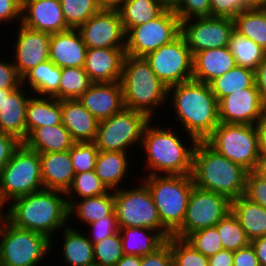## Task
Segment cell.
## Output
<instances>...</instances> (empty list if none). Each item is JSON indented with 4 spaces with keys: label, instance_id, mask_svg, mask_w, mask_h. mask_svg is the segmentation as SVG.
<instances>
[{
    "label": "cell",
    "instance_id": "3957f363",
    "mask_svg": "<svg viewBox=\"0 0 266 266\" xmlns=\"http://www.w3.org/2000/svg\"><path fill=\"white\" fill-rule=\"evenodd\" d=\"M247 174V169L220 155L205 141L196 143L191 172L194 186L232 201L245 194Z\"/></svg>",
    "mask_w": 266,
    "mask_h": 266
},
{
    "label": "cell",
    "instance_id": "2e32d148",
    "mask_svg": "<svg viewBox=\"0 0 266 266\" xmlns=\"http://www.w3.org/2000/svg\"><path fill=\"white\" fill-rule=\"evenodd\" d=\"M78 30L87 49L125 48V31L116 8H102Z\"/></svg>",
    "mask_w": 266,
    "mask_h": 266
},
{
    "label": "cell",
    "instance_id": "74e56055",
    "mask_svg": "<svg viewBox=\"0 0 266 266\" xmlns=\"http://www.w3.org/2000/svg\"><path fill=\"white\" fill-rule=\"evenodd\" d=\"M228 48L234 56L237 66L250 68L254 71L266 56L265 49L235 30L231 34Z\"/></svg>",
    "mask_w": 266,
    "mask_h": 266
},
{
    "label": "cell",
    "instance_id": "5b68a950",
    "mask_svg": "<svg viewBox=\"0 0 266 266\" xmlns=\"http://www.w3.org/2000/svg\"><path fill=\"white\" fill-rule=\"evenodd\" d=\"M120 84L124 106L145 113L150 119L154 118L155 109L168 100V87L145 57L125 55Z\"/></svg>",
    "mask_w": 266,
    "mask_h": 266
},
{
    "label": "cell",
    "instance_id": "f5cc1de1",
    "mask_svg": "<svg viewBox=\"0 0 266 266\" xmlns=\"http://www.w3.org/2000/svg\"><path fill=\"white\" fill-rule=\"evenodd\" d=\"M22 85V78L18 75L12 62L0 59V90L17 89Z\"/></svg>",
    "mask_w": 266,
    "mask_h": 266
},
{
    "label": "cell",
    "instance_id": "cb8c5ba5",
    "mask_svg": "<svg viewBox=\"0 0 266 266\" xmlns=\"http://www.w3.org/2000/svg\"><path fill=\"white\" fill-rule=\"evenodd\" d=\"M39 157L44 189L66 193L75 175L69 151L40 153Z\"/></svg>",
    "mask_w": 266,
    "mask_h": 266
},
{
    "label": "cell",
    "instance_id": "6da1fadb",
    "mask_svg": "<svg viewBox=\"0 0 266 266\" xmlns=\"http://www.w3.org/2000/svg\"><path fill=\"white\" fill-rule=\"evenodd\" d=\"M167 98L192 143L205 141L220 123L218 100L209 84L191 79L172 85Z\"/></svg>",
    "mask_w": 266,
    "mask_h": 266
},
{
    "label": "cell",
    "instance_id": "8fae6325",
    "mask_svg": "<svg viewBox=\"0 0 266 266\" xmlns=\"http://www.w3.org/2000/svg\"><path fill=\"white\" fill-rule=\"evenodd\" d=\"M150 120L145 113L124 107L99 121L94 143L99 151L129 153L131 147L141 146L144 128Z\"/></svg>",
    "mask_w": 266,
    "mask_h": 266
},
{
    "label": "cell",
    "instance_id": "e575fe53",
    "mask_svg": "<svg viewBox=\"0 0 266 266\" xmlns=\"http://www.w3.org/2000/svg\"><path fill=\"white\" fill-rule=\"evenodd\" d=\"M125 33L158 17L166 7L158 0H126L117 8Z\"/></svg>",
    "mask_w": 266,
    "mask_h": 266
},
{
    "label": "cell",
    "instance_id": "003e7915",
    "mask_svg": "<svg viewBox=\"0 0 266 266\" xmlns=\"http://www.w3.org/2000/svg\"><path fill=\"white\" fill-rule=\"evenodd\" d=\"M160 1L166 8H173L178 0H158Z\"/></svg>",
    "mask_w": 266,
    "mask_h": 266
},
{
    "label": "cell",
    "instance_id": "680465c9",
    "mask_svg": "<svg viewBox=\"0 0 266 266\" xmlns=\"http://www.w3.org/2000/svg\"><path fill=\"white\" fill-rule=\"evenodd\" d=\"M208 266H233V251L220 250L208 258Z\"/></svg>",
    "mask_w": 266,
    "mask_h": 266
},
{
    "label": "cell",
    "instance_id": "52a82bcc",
    "mask_svg": "<svg viewBox=\"0 0 266 266\" xmlns=\"http://www.w3.org/2000/svg\"><path fill=\"white\" fill-rule=\"evenodd\" d=\"M42 189L39 153L21 143L0 171V212L10 201Z\"/></svg>",
    "mask_w": 266,
    "mask_h": 266
},
{
    "label": "cell",
    "instance_id": "c3c4849f",
    "mask_svg": "<svg viewBox=\"0 0 266 266\" xmlns=\"http://www.w3.org/2000/svg\"><path fill=\"white\" fill-rule=\"evenodd\" d=\"M88 226L91 228L89 230H91L90 232L92 235L88 234L87 237L92 244L117 234L120 231L115 210L110 215H106L103 218L88 224Z\"/></svg>",
    "mask_w": 266,
    "mask_h": 266
},
{
    "label": "cell",
    "instance_id": "bcb514c9",
    "mask_svg": "<svg viewBox=\"0 0 266 266\" xmlns=\"http://www.w3.org/2000/svg\"><path fill=\"white\" fill-rule=\"evenodd\" d=\"M98 152L94 142H75L69 150L75 174L95 170Z\"/></svg>",
    "mask_w": 266,
    "mask_h": 266
},
{
    "label": "cell",
    "instance_id": "9a60e30c",
    "mask_svg": "<svg viewBox=\"0 0 266 266\" xmlns=\"http://www.w3.org/2000/svg\"><path fill=\"white\" fill-rule=\"evenodd\" d=\"M234 30V19L229 17L208 16L181 21V34L192 55L228 46Z\"/></svg>",
    "mask_w": 266,
    "mask_h": 266
},
{
    "label": "cell",
    "instance_id": "30bf717a",
    "mask_svg": "<svg viewBox=\"0 0 266 266\" xmlns=\"http://www.w3.org/2000/svg\"><path fill=\"white\" fill-rule=\"evenodd\" d=\"M139 187L114 191V210L119 228L142 227L158 231L165 239L172 236L161 224L152 194L142 180Z\"/></svg>",
    "mask_w": 266,
    "mask_h": 266
},
{
    "label": "cell",
    "instance_id": "681fc988",
    "mask_svg": "<svg viewBox=\"0 0 266 266\" xmlns=\"http://www.w3.org/2000/svg\"><path fill=\"white\" fill-rule=\"evenodd\" d=\"M244 196L266 209V179L257 171H248Z\"/></svg>",
    "mask_w": 266,
    "mask_h": 266
},
{
    "label": "cell",
    "instance_id": "8d00e7d4",
    "mask_svg": "<svg viewBox=\"0 0 266 266\" xmlns=\"http://www.w3.org/2000/svg\"><path fill=\"white\" fill-rule=\"evenodd\" d=\"M233 19L235 31L266 50V8L246 9Z\"/></svg>",
    "mask_w": 266,
    "mask_h": 266
},
{
    "label": "cell",
    "instance_id": "f907efd6",
    "mask_svg": "<svg viewBox=\"0 0 266 266\" xmlns=\"http://www.w3.org/2000/svg\"><path fill=\"white\" fill-rule=\"evenodd\" d=\"M211 16L234 18L246 10L245 0H210Z\"/></svg>",
    "mask_w": 266,
    "mask_h": 266
},
{
    "label": "cell",
    "instance_id": "277c9868",
    "mask_svg": "<svg viewBox=\"0 0 266 266\" xmlns=\"http://www.w3.org/2000/svg\"><path fill=\"white\" fill-rule=\"evenodd\" d=\"M152 121L144 128L140 146L146 153V176L191 175L196 143L187 146L174 130L153 127Z\"/></svg>",
    "mask_w": 266,
    "mask_h": 266
},
{
    "label": "cell",
    "instance_id": "d6986e66",
    "mask_svg": "<svg viewBox=\"0 0 266 266\" xmlns=\"http://www.w3.org/2000/svg\"><path fill=\"white\" fill-rule=\"evenodd\" d=\"M21 24L48 34L67 31L60 0H25L22 3Z\"/></svg>",
    "mask_w": 266,
    "mask_h": 266
},
{
    "label": "cell",
    "instance_id": "5bb4252c",
    "mask_svg": "<svg viewBox=\"0 0 266 266\" xmlns=\"http://www.w3.org/2000/svg\"><path fill=\"white\" fill-rule=\"evenodd\" d=\"M145 59L167 87L192 79L193 55L181 33L170 43L149 53Z\"/></svg>",
    "mask_w": 266,
    "mask_h": 266
},
{
    "label": "cell",
    "instance_id": "d590c367",
    "mask_svg": "<svg viewBox=\"0 0 266 266\" xmlns=\"http://www.w3.org/2000/svg\"><path fill=\"white\" fill-rule=\"evenodd\" d=\"M255 81L254 70L236 65L225 74L212 80L209 83V86L219 102L225 96L240 91L244 88L256 86Z\"/></svg>",
    "mask_w": 266,
    "mask_h": 266
},
{
    "label": "cell",
    "instance_id": "4dcf8cb0",
    "mask_svg": "<svg viewBox=\"0 0 266 266\" xmlns=\"http://www.w3.org/2000/svg\"><path fill=\"white\" fill-rule=\"evenodd\" d=\"M231 211L239 219L250 241L266 236V209L244 195L231 201Z\"/></svg>",
    "mask_w": 266,
    "mask_h": 266
},
{
    "label": "cell",
    "instance_id": "e0dca14e",
    "mask_svg": "<svg viewBox=\"0 0 266 266\" xmlns=\"http://www.w3.org/2000/svg\"><path fill=\"white\" fill-rule=\"evenodd\" d=\"M218 105L221 123L243 125H256L266 107L260 99L256 86L225 96Z\"/></svg>",
    "mask_w": 266,
    "mask_h": 266
},
{
    "label": "cell",
    "instance_id": "8992f818",
    "mask_svg": "<svg viewBox=\"0 0 266 266\" xmlns=\"http://www.w3.org/2000/svg\"><path fill=\"white\" fill-rule=\"evenodd\" d=\"M149 188L163 227L173 235L181 226L186 215L188 199L192 190L191 175L143 176Z\"/></svg>",
    "mask_w": 266,
    "mask_h": 266
},
{
    "label": "cell",
    "instance_id": "6f0895ef",
    "mask_svg": "<svg viewBox=\"0 0 266 266\" xmlns=\"http://www.w3.org/2000/svg\"><path fill=\"white\" fill-rule=\"evenodd\" d=\"M255 84L262 103L266 106V56L255 70Z\"/></svg>",
    "mask_w": 266,
    "mask_h": 266
},
{
    "label": "cell",
    "instance_id": "94428289",
    "mask_svg": "<svg viewBox=\"0 0 266 266\" xmlns=\"http://www.w3.org/2000/svg\"><path fill=\"white\" fill-rule=\"evenodd\" d=\"M260 266H266V236L256 238L250 242Z\"/></svg>",
    "mask_w": 266,
    "mask_h": 266
},
{
    "label": "cell",
    "instance_id": "d4e9b609",
    "mask_svg": "<svg viewBox=\"0 0 266 266\" xmlns=\"http://www.w3.org/2000/svg\"><path fill=\"white\" fill-rule=\"evenodd\" d=\"M62 125L75 142H94L99 120L77 100H61Z\"/></svg>",
    "mask_w": 266,
    "mask_h": 266
},
{
    "label": "cell",
    "instance_id": "db71d44e",
    "mask_svg": "<svg viewBox=\"0 0 266 266\" xmlns=\"http://www.w3.org/2000/svg\"><path fill=\"white\" fill-rule=\"evenodd\" d=\"M22 3L19 0H0V24L11 23L16 20L21 23Z\"/></svg>",
    "mask_w": 266,
    "mask_h": 266
},
{
    "label": "cell",
    "instance_id": "9f6ffc18",
    "mask_svg": "<svg viewBox=\"0 0 266 266\" xmlns=\"http://www.w3.org/2000/svg\"><path fill=\"white\" fill-rule=\"evenodd\" d=\"M233 266H260L251 244L233 251Z\"/></svg>",
    "mask_w": 266,
    "mask_h": 266
},
{
    "label": "cell",
    "instance_id": "1f68e13d",
    "mask_svg": "<svg viewBox=\"0 0 266 266\" xmlns=\"http://www.w3.org/2000/svg\"><path fill=\"white\" fill-rule=\"evenodd\" d=\"M61 231L63 236L62 257L65 266H85L94 262L93 244L88 239L87 233L77 230L70 225ZM83 234H82V233Z\"/></svg>",
    "mask_w": 266,
    "mask_h": 266
},
{
    "label": "cell",
    "instance_id": "f1b7e54d",
    "mask_svg": "<svg viewBox=\"0 0 266 266\" xmlns=\"http://www.w3.org/2000/svg\"><path fill=\"white\" fill-rule=\"evenodd\" d=\"M61 72L62 68L56 66L50 60L44 61L22 77V86L26 89L25 87L29 85V89L32 90L28 89V91H32V94L55 97L59 100Z\"/></svg>",
    "mask_w": 266,
    "mask_h": 266
},
{
    "label": "cell",
    "instance_id": "836d02e7",
    "mask_svg": "<svg viewBox=\"0 0 266 266\" xmlns=\"http://www.w3.org/2000/svg\"><path fill=\"white\" fill-rule=\"evenodd\" d=\"M119 233L123 252L127 255L145 256L166 241L158 231L142 227H122Z\"/></svg>",
    "mask_w": 266,
    "mask_h": 266
},
{
    "label": "cell",
    "instance_id": "6125c7cd",
    "mask_svg": "<svg viewBox=\"0 0 266 266\" xmlns=\"http://www.w3.org/2000/svg\"><path fill=\"white\" fill-rule=\"evenodd\" d=\"M115 266H141V256L124 254Z\"/></svg>",
    "mask_w": 266,
    "mask_h": 266
},
{
    "label": "cell",
    "instance_id": "7a4b0ae2",
    "mask_svg": "<svg viewBox=\"0 0 266 266\" xmlns=\"http://www.w3.org/2000/svg\"><path fill=\"white\" fill-rule=\"evenodd\" d=\"M10 203L7 212H0L8 222L21 229L42 233L49 239L70 223L65 192L42 189Z\"/></svg>",
    "mask_w": 266,
    "mask_h": 266
},
{
    "label": "cell",
    "instance_id": "be15d7a7",
    "mask_svg": "<svg viewBox=\"0 0 266 266\" xmlns=\"http://www.w3.org/2000/svg\"><path fill=\"white\" fill-rule=\"evenodd\" d=\"M246 9L266 8V0H245Z\"/></svg>",
    "mask_w": 266,
    "mask_h": 266
},
{
    "label": "cell",
    "instance_id": "ac0fdd59",
    "mask_svg": "<svg viewBox=\"0 0 266 266\" xmlns=\"http://www.w3.org/2000/svg\"><path fill=\"white\" fill-rule=\"evenodd\" d=\"M15 31L14 55L12 63L18 75L22 78L29 70L39 63L49 60V47L51 34L30 29L20 22ZM19 29V30H18Z\"/></svg>",
    "mask_w": 266,
    "mask_h": 266
},
{
    "label": "cell",
    "instance_id": "ba28073f",
    "mask_svg": "<svg viewBox=\"0 0 266 266\" xmlns=\"http://www.w3.org/2000/svg\"><path fill=\"white\" fill-rule=\"evenodd\" d=\"M53 244L46 235L15 227L0 214V266H38Z\"/></svg>",
    "mask_w": 266,
    "mask_h": 266
},
{
    "label": "cell",
    "instance_id": "60d3db41",
    "mask_svg": "<svg viewBox=\"0 0 266 266\" xmlns=\"http://www.w3.org/2000/svg\"><path fill=\"white\" fill-rule=\"evenodd\" d=\"M60 4L66 24L71 29H78L103 8L97 0H60Z\"/></svg>",
    "mask_w": 266,
    "mask_h": 266
},
{
    "label": "cell",
    "instance_id": "f6af8a7d",
    "mask_svg": "<svg viewBox=\"0 0 266 266\" xmlns=\"http://www.w3.org/2000/svg\"><path fill=\"white\" fill-rule=\"evenodd\" d=\"M184 240L208 258L224 249L216 227L204 228L190 233Z\"/></svg>",
    "mask_w": 266,
    "mask_h": 266
},
{
    "label": "cell",
    "instance_id": "b9f144b4",
    "mask_svg": "<svg viewBox=\"0 0 266 266\" xmlns=\"http://www.w3.org/2000/svg\"><path fill=\"white\" fill-rule=\"evenodd\" d=\"M108 191L109 190L98 178L95 171L90 170L74 175L72 185L66 192V199L72 200L77 194L76 197H79L80 200L83 198L104 195Z\"/></svg>",
    "mask_w": 266,
    "mask_h": 266
},
{
    "label": "cell",
    "instance_id": "4fadbf2b",
    "mask_svg": "<svg viewBox=\"0 0 266 266\" xmlns=\"http://www.w3.org/2000/svg\"><path fill=\"white\" fill-rule=\"evenodd\" d=\"M230 210L231 201L225 196L193 186L182 226L172 236L185 239L190 233L215 227Z\"/></svg>",
    "mask_w": 266,
    "mask_h": 266
},
{
    "label": "cell",
    "instance_id": "7c38bea8",
    "mask_svg": "<svg viewBox=\"0 0 266 266\" xmlns=\"http://www.w3.org/2000/svg\"><path fill=\"white\" fill-rule=\"evenodd\" d=\"M181 33L179 16L166 8L158 17L131 27L125 33V54L145 57L161 46L170 43Z\"/></svg>",
    "mask_w": 266,
    "mask_h": 266
},
{
    "label": "cell",
    "instance_id": "603a6c76",
    "mask_svg": "<svg viewBox=\"0 0 266 266\" xmlns=\"http://www.w3.org/2000/svg\"><path fill=\"white\" fill-rule=\"evenodd\" d=\"M23 86L4 95L0 107V132L10 134L23 142L27 137L26 108L32 95L24 93ZM28 96H27V95Z\"/></svg>",
    "mask_w": 266,
    "mask_h": 266
},
{
    "label": "cell",
    "instance_id": "44dd1931",
    "mask_svg": "<svg viewBox=\"0 0 266 266\" xmlns=\"http://www.w3.org/2000/svg\"><path fill=\"white\" fill-rule=\"evenodd\" d=\"M125 48L88 49L84 70L92 83L120 81Z\"/></svg>",
    "mask_w": 266,
    "mask_h": 266
},
{
    "label": "cell",
    "instance_id": "89a4df30",
    "mask_svg": "<svg viewBox=\"0 0 266 266\" xmlns=\"http://www.w3.org/2000/svg\"><path fill=\"white\" fill-rule=\"evenodd\" d=\"M85 266H101V265L99 263L93 262V263L87 264Z\"/></svg>",
    "mask_w": 266,
    "mask_h": 266
},
{
    "label": "cell",
    "instance_id": "a7ac6f4b",
    "mask_svg": "<svg viewBox=\"0 0 266 266\" xmlns=\"http://www.w3.org/2000/svg\"><path fill=\"white\" fill-rule=\"evenodd\" d=\"M14 89H1L0 90V107L4 101V95H9Z\"/></svg>",
    "mask_w": 266,
    "mask_h": 266
},
{
    "label": "cell",
    "instance_id": "91938a15",
    "mask_svg": "<svg viewBox=\"0 0 266 266\" xmlns=\"http://www.w3.org/2000/svg\"><path fill=\"white\" fill-rule=\"evenodd\" d=\"M256 127L258 130L260 158H266V107L263 115L258 120Z\"/></svg>",
    "mask_w": 266,
    "mask_h": 266
},
{
    "label": "cell",
    "instance_id": "4316f807",
    "mask_svg": "<svg viewBox=\"0 0 266 266\" xmlns=\"http://www.w3.org/2000/svg\"><path fill=\"white\" fill-rule=\"evenodd\" d=\"M28 149L40 153L69 151L75 141L62 125L34 129L22 142Z\"/></svg>",
    "mask_w": 266,
    "mask_h": 266
},
{
    "label": "cell",
    "instance_id": "816d5d0a",
    "mask_svg": "<svg viewBox=\"0 0 266 266\" xmlns=\"http://www.w3.org/2000/svg\"><path fill=\"white\" fill-rule=\"evenodd\" d=\"M141 266H173L170 244L165 241L154 252L141 256Z\"/></svg>",
    "mask_w": 266,
    "mask_h": 266
},
{
    "label": "cell",
    "instance_id": "484cf974",
    "mask_svg": "<svg viewBox=\"0 0 266 266\" xmlns=\"http://www.w3.org/2000/svg\"><path fill=\"white\" fill-rule=\"evenodd\" d=\"M236 66L228 46L206 49L193 55L192 79L209 84Z\"/></svg>",
    "mask_w": 266,
    "mask_h": 266
},
{
    "label": "cell",
    "instance_id": "ee69618b",
    "mask_svg": "<svg viewBox=\"0 0 266 266\" xmlns=\"http://www.w3.org/2000/svg\"><path fill=\"white\" fill-rule=\"evenodd\" d=\"M94 262L101 266H115L124 256L121 235L114 234L93 244Z\"/></svg>",
    "mask_w": 266,
    "mask_h": 266
},
{
    "label": "cell",
    "instance_id": "f35d334b",
    "mask_svg": "<svg viewBox=\"0 0 266 266\" xmlns=\"http://www.w3.org/2000/svg\"><path fill=\"white\" fill-rule=\"evenodd\" d=\"M60 78V101L78 99L92 85L84 67L62 68Z\"/></svg>",
    "mask_w": 266,
    "mask_h": 266
},
{
    "label": "cell",
    "instance_id": "d6a6232c",
    "mask_svg": "<svg viewBox=\"0 0 266 266\" xmlns=\"http://www.w3.org/2000/svg\"><path fill=\"white\" fill-rule=\"evenodd\" d=\"M112 192V193H111ZM69 207V221L74 216L80 219L81 224H90L110 215L114 211V191L109 190L104 195H98L78 200H67ZM72 216V217H71Z\"/></svg>",
    "mask_w": 266,
    "mask_h": 266
},
{
    "label": "cell",
    "instance_id": "7402d4cb",
    "mask_svg": "<svg viewBox=\"0 0 266 266\" xmlns=\"http://www.w3.org/2000/svg\"><path fill=\"white\" fill-rule=\"evenodd\" d=\"M87 50L78 29L51 34L49 60L60 68L84 67Z\"/></svg>",
    "mask_w": 266,
    "mask_h": 266
},
{
    "label": "cell",
    "instance_id": "9c48e42d",
    "mask_svg": "<svg viewBox=\"0 0 266 266\" xmlns=\"http://www.w3.org/2000/svg\"><path fill=\"white\" fill-rule=\"evenodd\" d=\"M205 142L217 153L248 171H256L261 160L256 125L219 123Z\"/></svg>",
    "mask_w": 266,
    "mask_h": 266
},
{
    "label": "cell",
    "instance_id": "f546056e",
    "mask_svg": "<svg viewBox=\"0 0 266 266\" xmlns=\"http://www.w3.org/2000/svg\"><path fill=\"white\" fill-rule=\"evenodd\" d=\"M62 124L61 101L55 97L31 96L26 108L27 136L36 128Z\"/></svg>",
    "mask_w": 266,
    "mask_h": 266
},
{
    "label": "cell",
    "instance_id": "7dc6e473",
    "mask_svg": "<svg viewBox=\"0 0 266 266\" xmlns=\"http://www.w3.org/2000/svg\"><path fill=\"white\" fill-rule=\"evenodd\" d=\"M172 10L179 16L180 22L211 16L210 0H178Z\"/></svg>",
    "mask_w": 266,
    "mask_h": 266
},
{
    "label": "cell",
    "instance_id": "03108f58",
    "mask_svg": "<svg viewBox=\"0 0 266 266\" xmlns=\"http://www.w3.org/2000/svg\"><path fill=\"white\" fill-rule=\"evenodd\" d=\"M256 171L266 179V158H261Z\"/></svg>",
    "mask_w": 266,
    "mask_h": 266
},
{
    "label": "cell",
    "instance_id": "7bdbcfd3",
    "mask_svg": "<svg viewBox=\"0 0 266 266\" xmlns=\"http://www.w3.org/2000/svg\"><path fill=\"white\" fill-rule=\"evenodd\" d=\"M166 241L170 244L173 266H208V257L184 239L170 236Z\"/></svg>",
    "mask_w": 266,
    "mask_h": 266
},
{
    "label": "cell",
    "instance_id": "ffe728a7",
    "mask_svg": "<svg viewBox=\"0 0 266 266\" xmlns=\"http://www.w3.org/2000/svg\"><path fill=\"white\" fill-rule=\"evenodd\" d=\"M77 100L99 121L117 114L125 107L120 81L92 83Z\"/></svg>",
    "mask_w": 266,
    "mask_h": 266
},
{
    "label": "cell",
    "instance_id": "83f0119b",
    "mask_svg": "<svg viewBox=\"0 0 266 266\" xmlns=\"http://www.w3.org/2000/svg\"><path fill=\"white\" fill-rule=\"evenodd\" d=\"M127 156L130 157L127 152H98L94 171L108 190L115 191L121 188L120 186L123 187L121 184L125 181L124 178L128 177L126 173L130 164Z\"/></svg>",
    "mask_w": 266,
    "mask_h": 266
},
{
    "label": "cell",
    "instance_id": "ab89813d",
    "mask_svg": "<svg viewBox=\"0 0 266 266\" xmlns=\"http://www.w3.org/2000/svg\"><path fill=\"white\" fill-rule=\"evenodd\" d=\"M220 235L222 246L226 250L236 251L250 244L239 219L230 210L215 226Z\"/></svg>",
    "mask_w": 266,
    "mask_h": 266
},
{
    "label": "cell",
    "instance_id": "11a10c76",
    "mask_svg": "<svg viewBox=\"0 0 266 266\" xmlns=\"http://www.w3.org/2000/svg\"><path fill=\"white\" fill-rule=\"evenodd\" d=\"M22 142L16 137L0 132V171L5 164L11 159L14 151Z\"/></svg>",
    "mask_w": 266,
    "mask_h": 266
},
{
    "label": "cell",
    "instance_id": "e7e4bbea",
    "mask_svg": "<svg viewBox=\"0 0 266 266\" xmlns=\"http://www.w3.org/2000/svg\"><path fill=\"white\" fill-rule=\"evenodd\" d=\"M103 8H117L126 0H97Z\"/></svg>",
    "mask_w": 266,
    "mask_h": 266
}]
</instances>
